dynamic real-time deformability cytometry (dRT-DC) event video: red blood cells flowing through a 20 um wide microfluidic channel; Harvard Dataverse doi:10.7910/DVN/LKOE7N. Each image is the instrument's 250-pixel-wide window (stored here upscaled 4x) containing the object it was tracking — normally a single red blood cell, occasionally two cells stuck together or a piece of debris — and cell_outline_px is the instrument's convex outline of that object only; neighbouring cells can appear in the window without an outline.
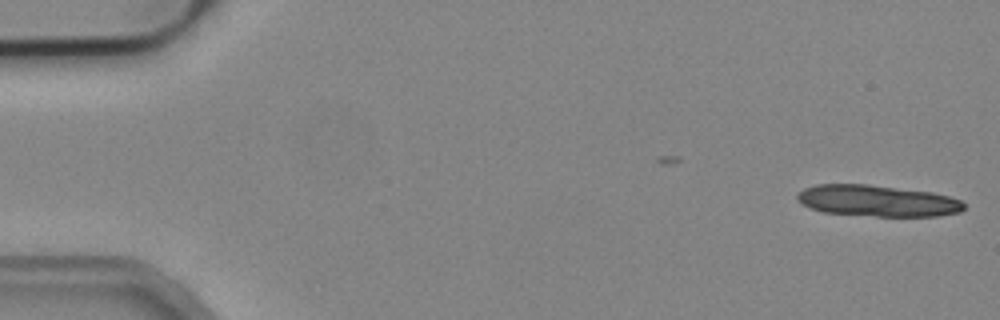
{"species": "common noctule bat (a hibernating species)", "species_latin": "Nyctalus noctula", "temperature_condition": "cold", "stored_images_in_passage": 8, "camera_frame_rate_fps": 3000, "um_per_image_px": 0.085, "animal": {"sex": "male", "body_mass_g": 19.2, "forearm_length_mm": 51.8}, "frame": {"image": 1, "passage_image": 8, "time_ms": 2.333, "image_size_px": [1000, 320], "cell_outline_px": [[964, 208], [960, 212], [940, 216], [876, 216], [824, 212], [800, 204], [796, 200], [796, 196], [804, 188], [816, 184], [868, 184], [932, 192], [948, 196], [960, 200], [964, 204]], "centroid_in_image_um": [74.56, 17.06], "position_along_channel_um": 10.4, "area_um2": 30.46}}